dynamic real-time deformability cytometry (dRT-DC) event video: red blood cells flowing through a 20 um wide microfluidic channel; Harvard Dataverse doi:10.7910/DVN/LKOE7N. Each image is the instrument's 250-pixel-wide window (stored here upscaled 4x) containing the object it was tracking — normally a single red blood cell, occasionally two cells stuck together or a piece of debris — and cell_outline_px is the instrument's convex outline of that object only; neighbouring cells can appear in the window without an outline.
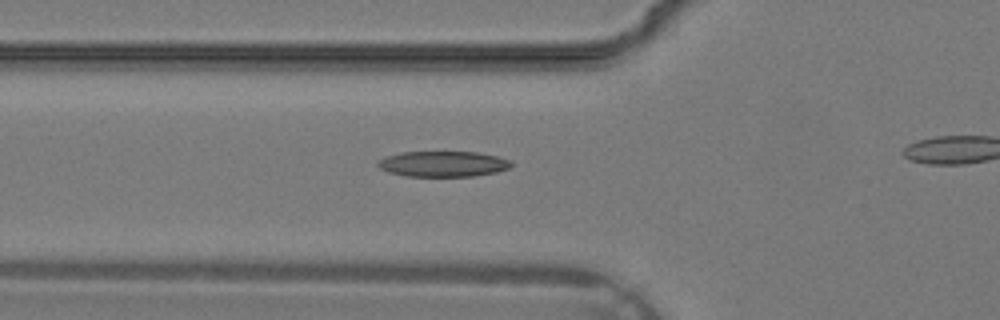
{"species": "common noctule bat (a hibernating species)", "species_latin": "Nyctalus noctula", "temperature_condition": "warm", "stored_images_in_passage": 23, "camera_frame_rate_fps": 3000, "um_per_image_px": 0.085, "animal": {"sex": "male", "body_mass_g": 19.2, "forearm_length_mm": 51.8}, "frame": {"image": 1, "passage_image": 13, "time_ms": 4.0, "image_size_px": [1000, 320], "cell_outline_px": [[512, 164], [508, 168], [496, 172], [472, 176], [404, 176], [388, 172], [380, 168], [376, 164], [380, 160], [388, 156], [400, 152], [476, 152], [496, 156], [512, 160]], "centroid_in_image_um": [37.66, 13.93], "position_along_channel_um": 88.1, "area_um2": 19.77}}
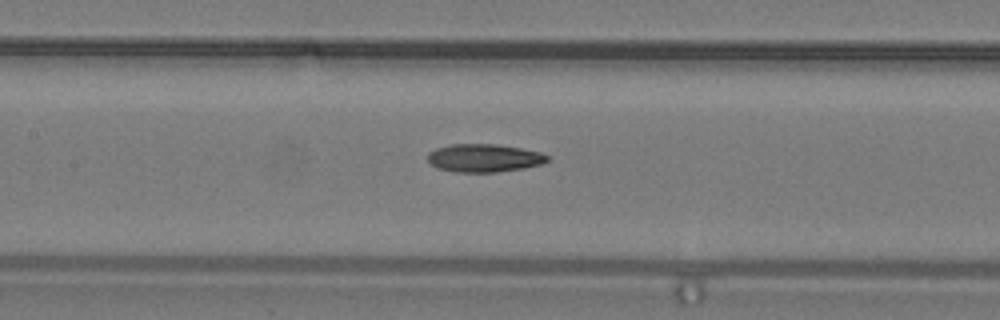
{"frame": {"image": 2, "passage_image": 17, "time_ms": 5.333, "image_size_px": [1000, 320], "cell_outline_px": [[548, 160], [540, 164], [524, 168], [496, 172], [456, 172], [436, 168], [428, 160], [428, 152], [436, 148], [452, 144], [496, 144], [520, 148], [540, 152], [548, 156]], "centroid_in_image_um": [41.12, 13.43], "position_along_channel_um": 166.3, "area_um2": 19.48}}
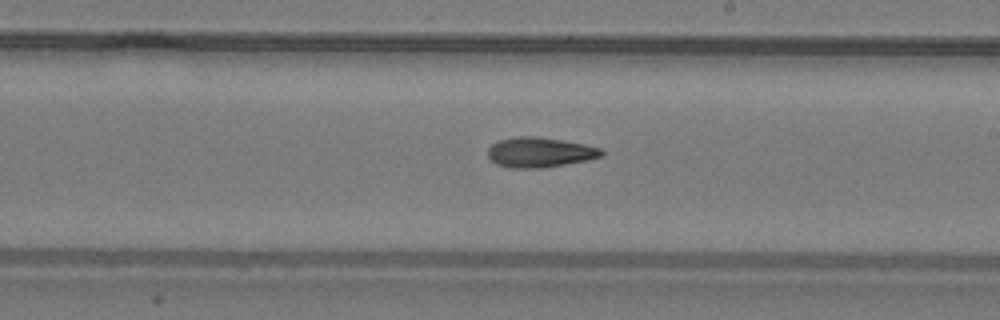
{"frame": {"image": 3, "passage_image": 21, "time_ms": 6.667, "image_size_px": [1000, 320], "cell_outline_px": [[604, 156], [588, 160], [544, 168], [508, 168], [496, 164], [488, 156], [488, 148], [492, 144], [500, 140], [516, 136], [532, 136], [560, 140], [584, 144], [600, 148], [604, 152]], "centroid_in_image_um": [45.88, 12.96], "position_along_channel_um": 243.1, "area_um2": 19.88}}